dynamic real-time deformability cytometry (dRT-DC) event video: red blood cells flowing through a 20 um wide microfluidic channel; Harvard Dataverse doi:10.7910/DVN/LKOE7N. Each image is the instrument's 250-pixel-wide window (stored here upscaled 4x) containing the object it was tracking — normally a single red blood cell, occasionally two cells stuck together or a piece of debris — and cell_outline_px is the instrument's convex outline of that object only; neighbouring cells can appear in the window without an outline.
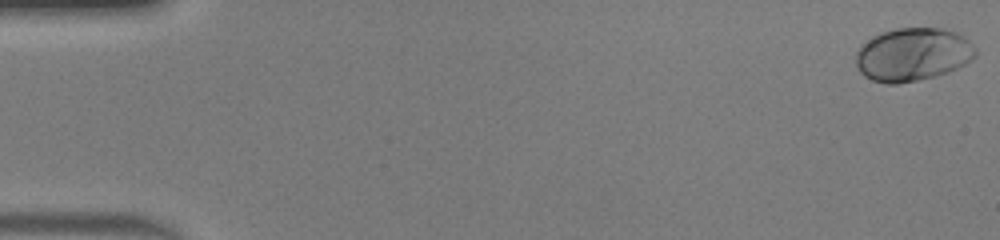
{"species": "human", "species_latin": "Homo sapiens", "temperature_condition": "warm", "stored_images_in_passage": 51, "camera_frame_rate_fps": 3000, "um_per_image_px": 0.085, "donor": {"sex": "male"}, "frame": {"image": 1, "passage_image": 1, "time_ms": 0.0, "image_size_px": [1000, 240], "cell_outline_px": [[976, 56], [964, 64], [948, 72], [936, 76], [896, 84], [888, 84], [872, 80], [864, 76], [860, 72], [856, 64], [856, 52], [860, 44], [872, 36], [880, 32], [896, 28], [944, 28], [956, 32], [964, 36], [976, 48]], "centroid_in_image_um": [77.56, 4.62], "position_along_channel_um": 7.4, "area_um2": 37.34}}
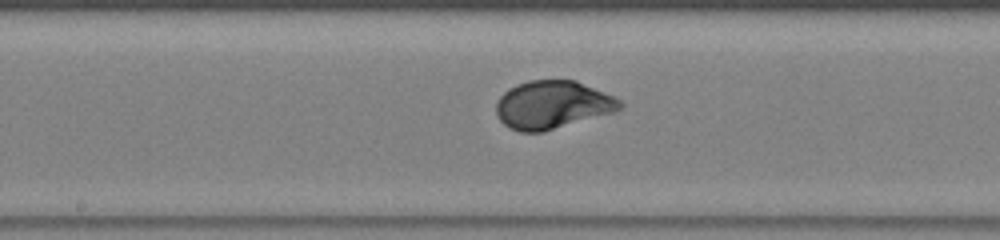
{"frame": {"image": 2, "passage_image": 27, "time_ms": 8.667, "image_size_px": [1000, 240], "cell_outline_px": [[624, 108], [616, 112], [544, 132], [520, 132], [508, 128], [496, 116], [496, 100], [508, 88], [516, 84], [528, 80], [576, 80], [604, 92], [620, 100], [624, 104]], "centroid_in_image_um": [46.95, 8.92], "position_along_channel_um": 201.2, "area_um2": 35.14}}
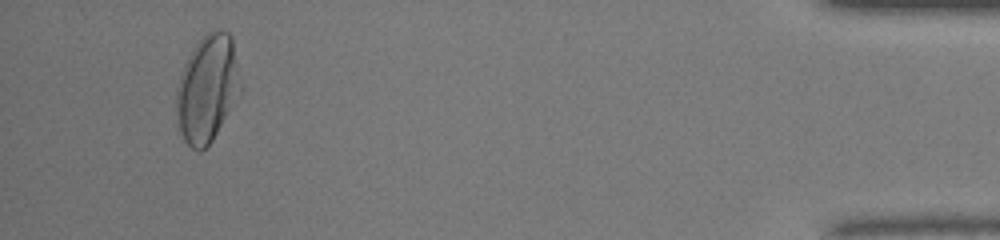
{"frame": {"image": 3, "passage_image": 48, "time_ms": 15.667, "image_size_px": [1000, 240], "cell_outline_px": [[244, 92], [212, 140], [200, 152], [196, 152], [184, 140], [180, 132], [176, 120], [176, 88], [180, 72], [188, 56], [196, 44], [212, 28], [224, 28], [232, 36], [244, 88]], "centroid_in_image_um": [17.67, 7.51], "position_along_channel_um": 417.5, "area_um2": 41.38}, "authors_computed_cell_mechanics": {"area_um2": 34.5066, "velocity_mm_per_s": 4.1109, "shape_relaxation_time_tau1_ms": 2.3999, "shape_relaxation_time_tau2_ms": null, "deformation_change_tau1": 0.1537, "deformation_change_tau2": null}}